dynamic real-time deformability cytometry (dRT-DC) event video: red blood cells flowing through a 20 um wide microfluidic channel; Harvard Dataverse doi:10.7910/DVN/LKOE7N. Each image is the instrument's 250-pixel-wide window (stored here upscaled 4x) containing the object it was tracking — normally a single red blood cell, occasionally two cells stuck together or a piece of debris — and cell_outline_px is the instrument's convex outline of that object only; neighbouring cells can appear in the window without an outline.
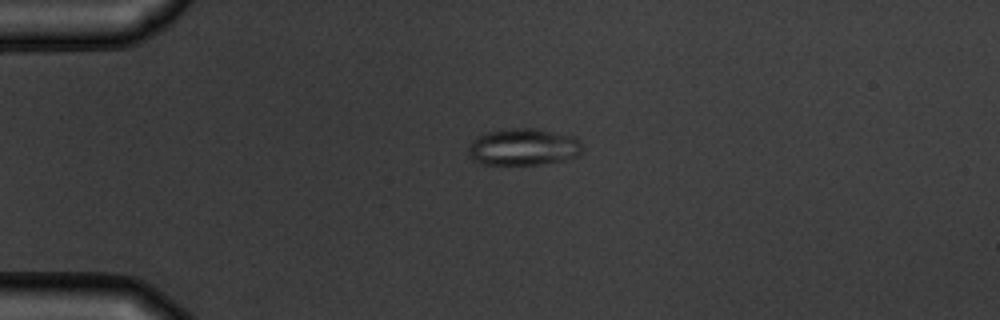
{"species": "common noctule bat (a hibernating species)", "species_latin": "Nyctalus noctula", "temperature_condition": "warm", "stored_images_in_passage": 3, "camera_frame_rate_fps": 3000, "um_per_image_px": 0.085, "animal": {"sex": "male", "body_mass_g": 19.5, "forearm_length_mm": 54.6}, "frame": {"image": 1, "passage_image": 3, "time_ms": 3.333, "image_size_px": [1000, 320], "cell_outline_px": [[584, 148], [580, 156], [564, 160], [540, 164], [480, 164], [472, 160], [468, 152], [468, 148], [472, 140], [476, 136], [484, 132], [512, 128], [540, 128], [576, 136], [580, 140]], "centroid_in_image_um": [44.53, 12.47], "position_along_channel_um": 40.5, "area_um2": 25.14}}